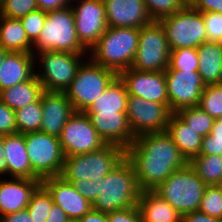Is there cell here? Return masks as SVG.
<instances>
[{"label":"cell","instance_id":"cell-1","mask_svg":"<svg viewBox=\"0 0 222 222\" xmlns=\"http://www.w3.org/2000/svg\"><path fill=\"white\" fill-rule=\"evenodd\" d=\"M125 157L131 162L142 191L154 190L170 174L188 164L166 131L135 137L125 150Z\"/></svg>","mask_w":222,"mask_h":222},{"label":"cell","instance_id":"cell-2","mask_svg":"<svg viewBox=\"0 0 222 222\" xmlns=\"http://www.w3.org/2000/svg\"><path fill=\"white\" fill-rule=\"evenodd\" d=\"M141 191L134 168L125 157L97 182V199L92 204V209L109 213L135 207Z\"/></svg>","mask_w":222,"mask_h":222},{"label":"cell","instance_id":"cell-3","mask_svg":"<svg viewBox=\"0 0 222 222\" xmlns=\"http://www.w3.org/2000/svg\"><path fill=\"white\" fill-rule=\"evenodd\" d=\"M138 28L108 27L88 52L96 64L119 74L131 67L139 44Z\"/></svg>","mask_w":222,"mask_h":222},{"label":"cell","instance_id":"cell-4","mask_svg":"<svg viewBox=\"0 0 222 222\" xmlns=\"http://www.w3.org/2000/svg\"><path fill=\"white\" fill-rule=\"evenodd\" d=\"M88 53L80 44L74 13L70 5L65 8L48 11L38 39L33 43V54L40 52Z\"/></svg>","mask_w":222,"mask_h":222},{"label":"cell","instance_id":"cell-5","mask_svg":"<svg viewBox=\"0 0 222 222\" xmlns=\"http://www.w3.org/2000/svg\"><path fill=\"white\" fill-rule=\"evenodd\" d=\"M206 186L188 163L184 168L170 174L153 191L184 216L199 211Z\"/></svg>","mask_w":222,"mask_h":222},{"label":"cell","instance_id":"cell-6","mask_svg":"<svg viewBox=\"0 0 222 222\" xmlns=\"http://www.w3.org/2000/svg\"><path fill=\"white\" fill-rule=\"evenodd\" d=\"M125 158V150L117 145L106 144L89 153L65 156L61 177L68 183L90 179L98 182Z\"/></svg>","mask_w":222,"mask_h":222},{"label":"cell","instance_id":"cell-7","mask_svg":"<svg viewBox=\"0 0 222 222\" xmlns=\"http://www.w3.org/2000/svg\"><path fill=\"white\" fill-rule=\"evenodd\" d=\"M117 76L115 71L96 64L87 57L65 90L74 111L85 112Z\"/></svg>","mask_w":222,"mask_h":222},{"label":"cell","instance_id":"cell-8","mask_svg":"<svg viewBox=\"0 0 222 222\" xmlns=\"http://www.w3.org/2000/svg\"><path fill=\"white\" fill-rule=\"evenodd\" d=\"M87 57L88 53L53 51L36 53L35 75L44 90L65 92L76 76L79 66Z\"/></svg>","mask_w":222,"mask_h":222},{"label":"cell","instance_id":"cell-9","mask_svg":"<svg viewBox=\"0 0 222 222\" xmlns=\"http://www.w3.org/2000/svg\"><path fill=\"white\" fill-rule=\"evenodd\" d=\"M27 154L33 170V179L43 180L60 176L65 154L58 137L41 131L24 134Z\"/></svg>","mask_w":222,"mask_h":222},{"label":"cell","instance_id":"cell-10","mask_svg":"<svg viewBox=\"0 0 222 222\" xmlns=\"http://www.w3.org/2000/svg\"><path fill=\"white\" fill-rule=\"evenodd\" d=\"M164 27L170 51L179 48H198L206 42V27L202 12L185 6L159 20Z\"/></svg>","mask_w":222,"mask_h":222},{"label":"cell","instance_id":"cell-11","mask_svg":"<svg viewBox=\"0 0 222 222\" xmlns=\"http://www.w3.org/2000/svg\"><path fill=\"white\" fill-rule=\"evenodd\" d=\"M170 49L164 27L159 21L140 28L139 44L130 68L138 71L161 72L168 68Z\"/></svg>","mask_w":222,"mask_h":222},{"label":"cell","instance_id":"cell-12","mask_svg":"<svg viewBox=\"0 0 222 222\" xmlns=\"http://www.w3.org/2000/svg\"><path fill=\"white\" fill-rule=\"evenodd\" d=\"M80 44L89 52L108 28L103 0H71Z\"/></svg>","mask_w":222,"mask_h":222},{"label":"cell","instance_id":"cell-13","mask_svg":"<svg viewBox=\"0 0 222 222\" xmlns=\"http://www.w3.org/2000/svg\"><path fill=\"white\" fill-rule=\"evenodd\" d=\"M59 140L65 156L97 151L106 145L88 115L77 111L69 117L62 128Z\"/></svg>","mask_w":222,"mask_h":222},{"label":"cell","instance_id":"cell-14","mask_svg":"<svg viewBox=\"0 0 222 222\" xmlns=\"http://www.w3.org/2000/svg\"><path fill=\"white\" fill-rule=\"evenodd\" d=\"M126 114L133 135L137 137L164 132L172 112L165 104L128 96Z\"/></svg>","mask_w":222,"mask_h":222},{"label":"cell","instance_id":"cell-15","mask_svg":"<svg viewBox=\"0 0 222 222\" xmlns=\"http://www.w3.org/2000/svg\"><path fill=\"white\" fill-rule=\"evenodd\" d=\"M169 109L172 113L198 106L206 85L198 72L165 70Z\"/></svg>","mask_w":222,"mask_h":222},{"label":"cell","instance_id":"cell-16","mask_svg":"<svg viewBox=\"0 0 222 222\" xmlns=\"http://www.w3.org/2000/svg\"><path fill=\"white\" fill-rule=\"evenodd\" d=\"M118 76L125 83L129 96L165 104L169 108L165 71L146 72L128 68Z\"/></svg>","mask_w":222,"mask_h":222},{"label":"cell","instance_id":"cell-17","mask_svg":"<svg viewBox=\"0 0 222 222\" xmlns=\"http://www.w3.org/2000/svg\"><path fill=\"white\" fill-rule=\"evenodd\" d=\"M41 184L51 194L54 204L60 206L71 221L78 220L92 209V204L61 176L45 178Z\"/></svg>","mask_w":222,"mask_h":222},{"label":"cell","instance_id":"cell-18","mask_svg":"<svg viewBox=\"0 0 222 222\" xmlns=\"http://www.w3.org/2000/svg\"><path fill=\"white\" fill-rule=\"evenodd\" d=\"M108 27L138 28L150 24L144 0H103Z\"/></svg>","mask_w":222,"mask_h":222},{"label":"cell","instance_id":"cell-19","mask_svg":"<svg viewBox=\"0 0 222 222\" xmlns=\"http://www.w3.org/2000/svg\"><path fill=\"white\" fill-rule=\"evenodd\" d=\"M39 179L0 177V217L26 209Z\"/></svg>","mask_w":222,"mask_h":222},{"label":"cell","instance_id":"cell-20","mask_svg":"<svg viewBox=\"0 0 222 222\" xmlns=\"http://www.w3.org/2000/svg\"><path fill=\"white\" fill-rule=\"evenodd\" d=\"M41 105L43 118L40 131L59 138L62 128L75 112L72 103L65 92L44 90L41 95Z\"/></svg>","mask_w":222,"mask_h":222},{"label":"cell","instance_id":"cell-21","mask_svg":"<svg viewBox=\"0 0 222 222\" xmlns=\"http://www.w3.org/2000/svg\"><path fill=\"white\" fill-rule=\"evenodd\" d=\"M106 144L126 150L135 140L126 113H86Z\"/></svg>","mask_w":222,"mask_h":222},{"label":"cell","instance_id":"cell-22","mask_svg":"<svg viewBox=\"0 0 222 222\" xmlns=\"http://www.w3.org/2000/svg\"><path fill=\"white\" fill-rule=\"evenodd\" d=\"M35 70L34 54L9 52L0 67V91L29 80Z\"/></svg>","mask_w":222,"mask_h":222},{"label":"cell","instance_id":"cell-23","mask_svg":"<svg viewBox=\"0 0 222 222\" xmlns=\"http://www.w3.org/2000/svg\"><path fill=\"white\" fill-rule=\"evenodd\" d=\"M3 145L4 157L8 164V177L33 179L24 134L4 135Z\"/></svg>","mask_w":222,"mask_h":222},{"label":"cell","instance_id":"cell-24","mask_svg":"<svg viewBox=\"0 0 222 222\" xmlns=\"http://www.w3.org/2000/svg\"><path fill=\"white\" fill-rule=\"evenodd\" d=\"M165 131L188 162L199 155L203 136L197 134L176 113L171 114Z\"/></svg>","mask_w":222,"mask_h":222},{"label":"cell","instance_id":"cell-25","mask_svg":"<svg viewBox=\"0 0 222 222\" xmlns=\"http://www.w3.org/2000/svg\"><path fill=\"white\" fill-rule=\"evenodd\" d=\"M137 207L143 222H181L182 216L153 190L141 191Z\"/></svg>","mask_w":222,"mask_h":222},{"label":"cell","instance_id":"cell-26","mask_svg":"<svg viewBox=\"0 0 222 222\" xmlns=\"http://www.w3.org/2000/svg\"><path fill=\"white\" fill-rule=\"evenodd\" d=\"M198 73L205 85L222 84V44L206 41L198 48Z\"/></svg>","mask_w":222,"mask_h":222},{"label":"cell","instance_id":"cell-27","mask_svg":"<svg viewBox=\"0 0 222 222\" xmlns=\"http://www.w3.org/2000/svg\"><path fill=\"white\" fill-rule=\"evenodd\" d=\"M128 96L125 83L117 76L85 113H126Z\"/></svg>","mask_w":222,"mask_h":222},{"label":"cell","instance_id":"cell-28","mask_svg":"<svg viewBox=\"0 0 222 222\" xmlns=\"http://www.w3.org/2000/svg\"><path fill=\"white\" fill-rule=\"evenodd\" d=\"M44 91L34 74L29 80L0 91V100L14 111L37 102Z\"/></svg>","mask_w":222,"mask_h":222},{"label":"cell","instance_id":"cell-29","mask_svg":"<svg viewBox=\"0 0 222 222\" xmlns=\"http://www.w3.org/2000/svg\"><path fill=\"white\" fill-rule=\"evenodd\" d=\"M0 45L9 52L33 54V43L29 40L20 19L0 15Z\"/></svg>","mask_w":222,"mask_h":222},{"label":"cell","instance_id":"cell-30","mask_svg":"<svg viewBox=\"0 0 222 222\" xmlns=\"http://www.w3.org/2000/svg\"><path fill=\"white\" fill-rule=\"evenodd\" d=\"M196 174L207 186L220 185L222 182V156L197 155L189 162Z\"/></svg>","mask_w":222,"mask_h":222},{"label":"cell","instance_id":"cell-31","mask_svg":"<svg viewBox=\"0 0 222 222\" xmlns=\"http://www.w3.org/2000/svg\"><path fill=\"white\" fill-rule=\"evenodd\" d=\"M15 117L17 133L40 131L43 118L41 98L37 102L16 110Z\"/></svg>","mask_w":222,"mask_h":222},{"label":"cell","instance_id":"cell-32","mask_svg":"<svg viewBox=\"0 0 222 222\" xmlns=\"http://www.w3.org/2000/svg\"><path fill=\"white\" fill-rule=\"evenodd\" d=\"M176 114L197 134L206 136L210 133L215 119L209 116L199 105L183 108L176 112Z\"/></svg>","mask_w":222,"mask_h":222},{"label":"cell","instance_id":"cell-33","mask_svg":"<svg viewBox=\"0 0 222 222\" xmlns=\"http://www.w3.org/2000/svg\"><path fill=\"white\" fill-rule=\"evenodd\" d=\"M53 204L51 194L41 184L32 194L26 209L33 222H45Z\"/></svg>","mask_w":222,"mask_h":222},{"label":"cell","instance_id":"cell-34","mask_svg":"<svg viewBox=\"0 0 222 222\" xmlns=\"http://www.w3.org/2000/svg\"><path fill=\"white\" fill-rule=\"evenodd\" d=\"M199 59L197 48H179L170 51L166 70L198 72Z\"/></svg>","mask_w":222,"mask_h":222},{"label":"cell","instance_id":"cell-35","mask_svg":"<svg viewBox=\"0 0 222 222\" xmlns=\"http://www.w3.org/2000/svg\"><path fill=\"white\" fill-rule=\"evenodd\" d=\"M199 106L211 117L222 116V84L207 85L202 91Z\"/></svg>","mask_w":222,"mask_h":222},{"label":"cell","instance_id":"cell-36","mask_svg":"<svg viewBox=\"0 0 222 222\" xmlns=\"http://www.w3.org/2000/svg\"><path fill=\"white\" fill-rule=\"evenodd\" d=\"M199 211L222 220V190L219 185L206 186Z\"/></svg>","mask_w":222,"mask_h":222},{"label":"cell","instance_id":"cell-37","mask_svg":"<svg viewBox=\"0 0 222 222\" xmlns=\"http://www.w3.org/2000/svg\"><path fill=\"white\" fill-rule=\"evenodd\" d=\"M144 3L153 21H159L185 7L181 0H144Z\"/></svg>","mask_w":222,"mask_h":222},{"label":"cell","instance_id":"cell-38","mask_svg":"<svg viewBox=\"0 0 222 222\" xmlns=\"http://www.w3.org/2000/svg\"><path fill=\"white\" fill-rule=\"evenodd\" d=\"M37 9V0H2L0 15L20 19Z\"/></svg>","mask_w":222,"mask_h":222},{"label":"cell","instance_id":"cell-39","mask_svg":"<svg viewBox=\"0 0 222 222\" xmlns=\"http://www.w3.org/2000/svg\"><path fill=\"white\" fill-rule=\"evenodd\" d=\"M47 18V12L37 9L30 12L26 16L20 18L23 28L29 38V40L34 43L44 27V23Z\"/></svg>","mask_w":222,"mask_h":222},{"label":"cell","instance_id":"cell-40","mask_svg":"<svg viewBox=\"0 0 222 222\" xmlns=\"http://www.w3.org/2000/svg\"><path fill=\"white\" fill-rule=\"evenodd\" d=\"M206 27V41L222 42V14L216 12H202Z\"/></svg>","mask_w":222,"mask_h":222},{"label":"cell","instance_id":"cell-41","mask_svg":"<svg viewBox=\"0 0 222 222\" xmlns=\"http://www.w3.org/2000/svg\"><path fill=\"white\" fill-rule=\"evenodd\" d=\"M199 154L222 156V131L211 130L209 134L204 136Z\"/></svg>","mask_w":222,"mask_h":222},{"label":"cell","instance_id":"cell-42","mask_svg":"<svg viewBox=\"0 0 222 222\" xmlns=\"http://www.w3.org/2000/svg\"><path fill=\"white\" fill-rule=\"evenodd\" d=\"M17 133L15 111L0 100V135Z\"/></svg>","mask_w":222,"mask_h":222},{"label":"cell","instance_id":"cell-43","mask_svg":"<svg viewBox=\"0 0 222 222\" xmlns=\"http://www.w3.org/2000/svg\"><path fill=\"white\" fill-rule=\"evenodd\" d=\"M109 222H143L137 206L107 213Z\"/></svg>","mask_w":222,"mask_h":222},{"label":"cell","instance_id":"cell-44","mask_svg":"<svg viewBox=\"0 0 222 222\" xmlns=\"http://www.w3.org/2000/svg\"><path fill=\"white\" fill-rule=\"evenodd\" d=\"M71 184L91 204L97 199V182H92L90 179H81L73 181Z\"/></svg>","mask_w":222,"mask_h":222},{"label":"cell","instance_id":"cell-45","mask_svg":"<svg viewBox=\"0 0 222 222\" xmlns=\"http://www.w3.org/2000/svg\"><path fill=\"white\" fill-rule=\"evenodd\" d=\"M192 7L199 12H216L222 14V0H196Z\"/></svg>","mask_w":222,"mask_h":222},{"label":"cell","instance_id":"cell-46","mask_svg":"<svg viewBox=\"0 0 222 222\" xmlns=\"http://www.w3.org/2000/svg\"><path fill=\"white\" fill-rule=\"evenodd\" d=\"M71 0H37L38 9L42 11H55L70 5Z\"/></svg>","mask_w":222,"mask_h":222},{"label":"cell","instance_id":"cell-47","mask_svg":"<svg viewBox=\"0 0 222 222\" xmlns=\"http://www.w3.org/2000/svg\"><path fill=\"white\" fill-rule=\"evenodd\" d=\"M181 222H222V220L206 215L200 211H194L182 216Z\"/></svg>","mask_w":222,"mask_h":222},{"label":"cell","instance_id":"cell-48","mask_svg":"<svg viewBox=\"0 0 222 222\" xmlns=\"http://www.w3.org/2000/svg\"><path fill=\"white\" fill-rule=\"evenodd\" d=\"M76 222H109V219L107 213L91 209L83 217L76 220Z\"/></svg>","mask_w":222,"mask_h":222},{"label":"cell","instance_id":"cell-49","mask_svg":"<svg viewBox=\"0 0 222 222\" xmlns=\"http://www.w3.org/2000/svg\"><path fill=\"white\" fill-rule=\"evenodd\" d=\"M0 222H33L27 209L17 211L16 213L0 217Z\"/></svg>","mask_w":222,"mask_h":222},{"label":"cell","instance_id":"cell-50","mask_svg":"<svg viewBox=\"0 0 222 222\" xmlns=\"http://www.w3.org/2000/svg\"><path fill=\"white\" fill-rule=\"evenodd\" d=\"M70 219L67 217L64 210L56 205L53 204L51 211L48 214V218L45 222H69Z\"/></svg>","mask_w":222,"mask_h":222},{"label":"cell","instance_id":"cell-51","mask_svg":"<svg viewBox=\"0 0 222 222\" xmlns=\"http://www.w3.org/2000/svg\"><path fill=\"white\" fill-rule=\"evenodd\" d=\"M4 156L3 135H0V177L8 176V164Z\"/></svg>","mask_w":222,"mask_h":222},{"label":"cell","instance_id":"cell-52","mask_svg":"<svg viewBox=\"0 0 222 222\" xmlns=\"http://www.w3.org/2000/svg\"><path fill=\"white\" fill-rule=\"evenodd\" d=\"M211 130L222 131V116L215 119Z\"/></svg>","mask_w":222,"mask_h":222},{"label":"cell","instance_id":"cell-53","mask_svg":"<svg viewBox=\"0 0 222 222\" xmlns=\"http://www.w3.org/2000/svg\"><path fill=\"white\" fill-rule=\"evenodd\" d=\"M9 53V51L5 50L1 45H0V67L1 64L4 62V59L6 58V55Z\"/></svg>","mask_w":222,"mask_h":222},{"label":"cell","instance_id":"cell-54","mask_svg":"<svg viewBox=\"0 0 222 222\" xmlns=\"http://www.w3.org/2000/svg\"><path fill=\"white\" fill-rule=\"evenodd\" d=\"M185 6H192L196 0H181Z\"/></svg>","mask_w":222,"mask_h":222}]
</instances>
